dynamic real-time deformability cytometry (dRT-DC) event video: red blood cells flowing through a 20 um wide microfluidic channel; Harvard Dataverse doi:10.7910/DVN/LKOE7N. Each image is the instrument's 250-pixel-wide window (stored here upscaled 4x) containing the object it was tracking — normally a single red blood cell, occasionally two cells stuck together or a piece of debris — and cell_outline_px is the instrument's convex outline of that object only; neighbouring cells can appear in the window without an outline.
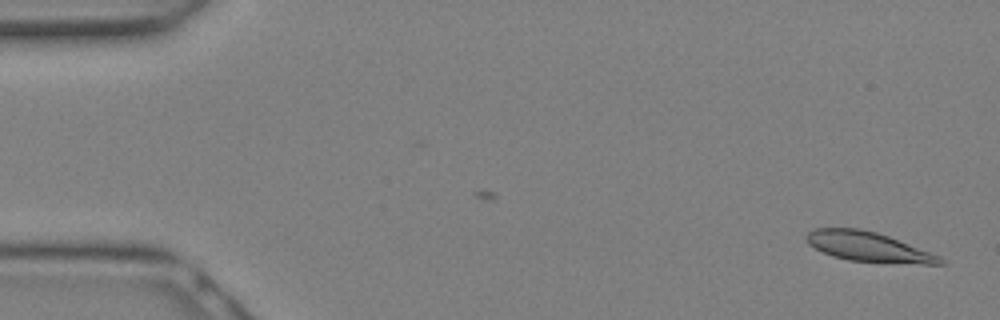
{"species": "Egyptian fruit bat (a non-hibernating species)", "species_latin": "Rousettus aegyptiacus", "temperature_condition": "warm", "stored_images_in_passage": 5, "camera_frame_rate_fps": 3000, "um_per_image_px": 0.085, "animal": {"sex": "female"}, "frame": {"image": 1, "passage_image": 5, "time_ms": 1.333, "image_size_px": [1000, 320], "cell_outline_px": [[948, 264], [920, 264], [848, 260], [832, 256], [808, 244], [804, 240], [804, 236], [808, 232], [816, 228], [860, 228], [876, 232], [888, 236], [940, 256]], "centroid_in_image_um": [73.78, 20.97], "position_along_channel_um": 11.2, "area_um2": 23.0}}